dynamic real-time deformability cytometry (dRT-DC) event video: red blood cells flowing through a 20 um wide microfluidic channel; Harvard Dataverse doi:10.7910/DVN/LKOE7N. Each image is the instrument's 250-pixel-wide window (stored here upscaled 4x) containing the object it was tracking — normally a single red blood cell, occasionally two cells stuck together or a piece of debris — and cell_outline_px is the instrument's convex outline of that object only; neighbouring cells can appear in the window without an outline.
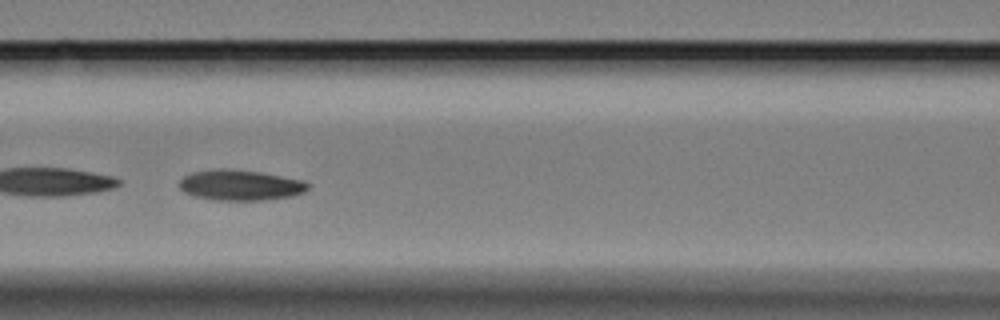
{"species": "Egyptian fruit bat (a non-hibernating species)", "species_latin": "Rousettus aegyptiacus", "temperature_condition": "cold", "stored_images_in_passage": 47, "camera_frame_rate_fps": 3000, "um_per_image_px": 0.085, "animal": {"sex": "female"}, "frame": {"image": 1, "passage_image": 14, "time_ms": 4.333, "image_size_px": [1000, 320], "cell_outline_px": [[308, 188], [304, 192], [292, 196], [268, 200], [216, 200], [196, 196], [184, 192], [180, 188], [180, 180], [184, 176], [192, 172], [212, 168], [232, 168], [260, 172], [304, 180], [308, 184]], "centroid_in_image_um": [20.43, 15.72], "position_along_channel_um": 146.2, "area_um2": 23.06}}
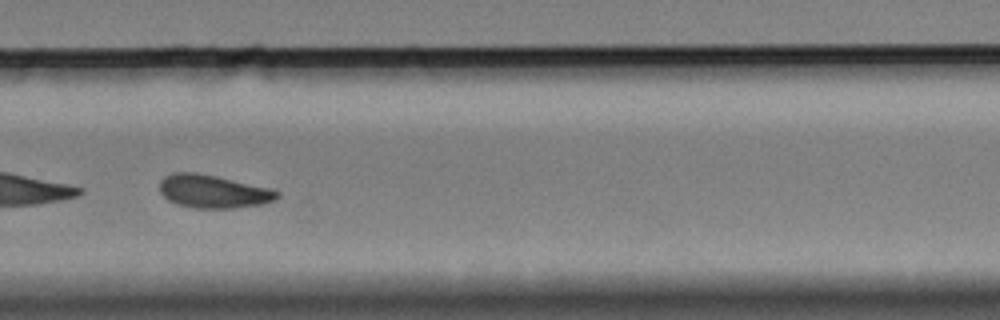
{"frame": {"image": 2, "passage_image": 29, "time_ms": 9.333, "image_size_px": [1000, 320], "cell_outline_px": [[280, 196], [276, 200], [264, 204], [236, 208], [192, 208], [176, 204], [168, 200], [160, 192], [160, 180], [164, 176], [172, 172], [196, 172], [276, 188], [280, 192]], "centroid_in_image_um": [18.18, 16.27], "position_along_channel_um": 311.6, "area_um2": 23.29}}
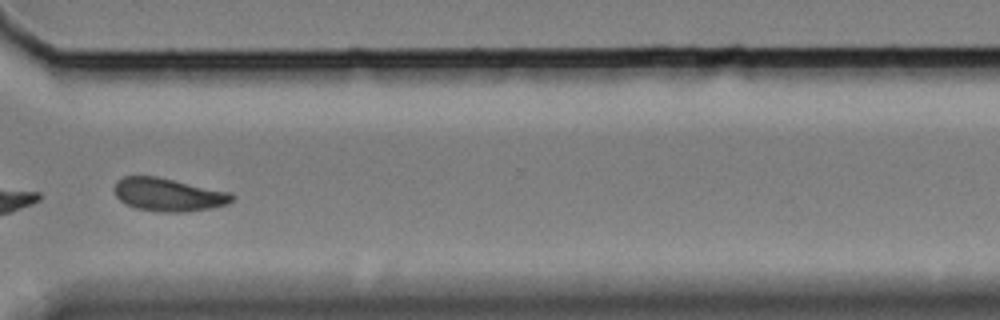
{"frame": {"image": 3, "passage_image": 33, "time_ms": 10.667, "image_size_px": [1000, 320], "cell_outline_px": [[236, 196], [228, 204], [188, 212], [160, 212], [136, 208], [124, 204], [116, 196], [116, 180], [124, 176], [156, 176], [232, 192]], "centroid_in_image_um": [14.33, 16.54], "position_along_channel_um": 356.3, "area_um2": 22.77}, "authors_computed_cell_mechanics": {"area_um2": 22.7732, "velocity_mm_per_s": 3.3214, "shape_relaxation_time_tau1_ms": 4.1842, "shape_relaxation_time_tau2_ms": null, "deformation_change_tau1": 0.1, "deformation_change_tau2": null}}